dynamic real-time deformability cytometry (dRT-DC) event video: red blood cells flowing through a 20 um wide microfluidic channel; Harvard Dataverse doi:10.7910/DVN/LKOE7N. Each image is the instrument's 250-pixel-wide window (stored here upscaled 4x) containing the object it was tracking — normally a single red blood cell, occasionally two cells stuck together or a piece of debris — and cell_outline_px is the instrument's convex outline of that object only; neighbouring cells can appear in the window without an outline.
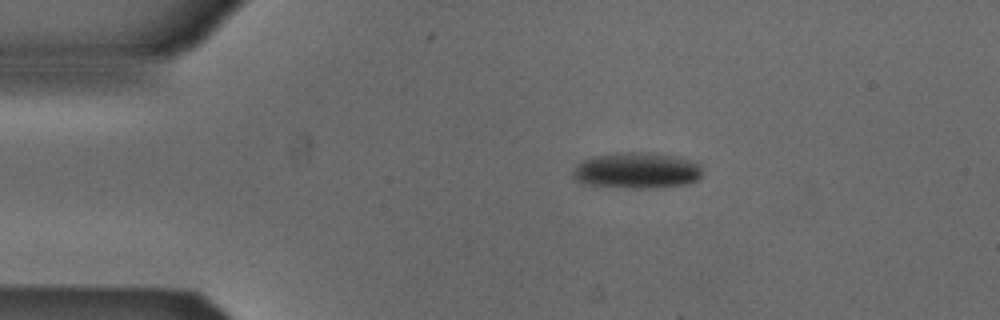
{"species": "Egyptian fruit bat (a non-hibernating species)", "species_latin": "Rousettus aegyptiacus", "temperature_condition": "cold", "stored_images_in_passage": 3, "camera_frame_rate_fps": 3000, "um_per_image_px": 0.085, "animal": {"sex": "male"}, "frame": {"image": 1, "passage_image": 1, "time_ms": 0.0, "image_size_px": [1000, 320], "cell_outline_px": [[700, 176], [696, 180], [688, 184], [656, 188], [636, 188], [584, 184], [576, 180], [572, 176], [572, 172], [576, 164], [580, 160], [592, 156], [616, 152], [656, 152], [680, 156], [696, 160], [700, 164]], "centroid_in_image_um": [54.13, 14.46], "position_along_channel_um": 30.9, "area_um2": 27.86}}
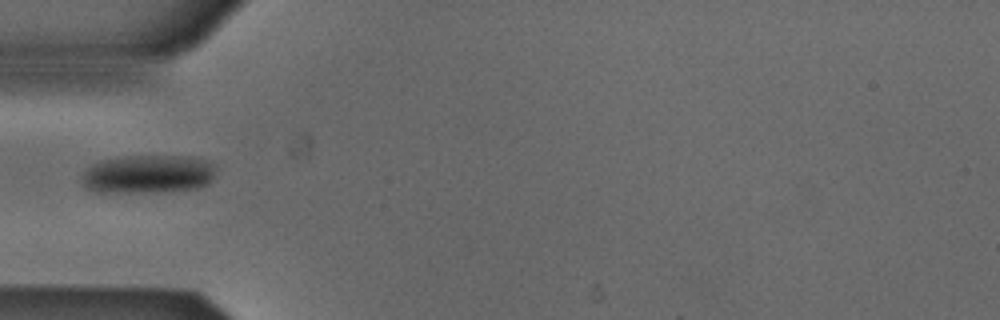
{"frame": {"image": 2, "passage_image": 3, "time_ms": 0.667, "image_size_px": [1000, 320], "cell_outline_px": [[216, 168], [208, 184], [196, 188], [160, 192], [96, 192], [88, 188], [80, 180], [80, 176], [92, 164], [100, 160], [124, 156], [196, 156], [212, 164]], "centroid_in_image_um": [12.56, 14.79], "position_along_channel_um": 72.4, "area_um2": 30.17}}